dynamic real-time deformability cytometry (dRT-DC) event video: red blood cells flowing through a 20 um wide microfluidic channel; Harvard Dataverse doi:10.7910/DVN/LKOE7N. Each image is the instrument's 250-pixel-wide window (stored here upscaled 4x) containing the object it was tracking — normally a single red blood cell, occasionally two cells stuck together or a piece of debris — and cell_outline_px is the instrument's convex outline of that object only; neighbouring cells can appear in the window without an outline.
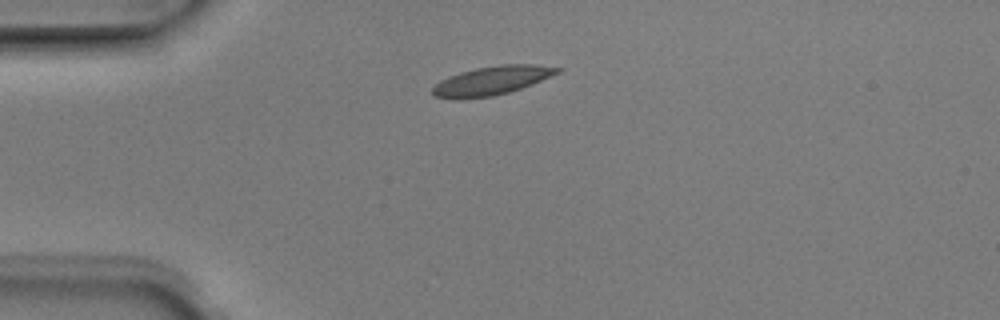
{"species": "Egyptian fruit bat (a non-hibernating species)", "species_latin": "Rousettus aegyptiacus", "temperature_condition": "room temperature", "stored_images_in_passage": 3, "camera_frame_rate_fps": 3000, "um_per_image_px": 0.085, "animal": {"sex": "male"}, "frame": {"image": 1, "passage_image": 1, "time_ms": 0.0, "image_size_px": [1000, 320], "cell_outline_px": [[564, 68], [560, 72], [520, 88], [508, 92], [492, 96], [460, 100], [456, 100], [432, 96], [432, 88], [440, 80], [448, 76], [460, 72], [476, 68], [500, 64], [536, 64]], "centroid_in_image_um": [41.75, 6.85], "position_along_channel_um": 43.3, "area_um2": 21.04}}
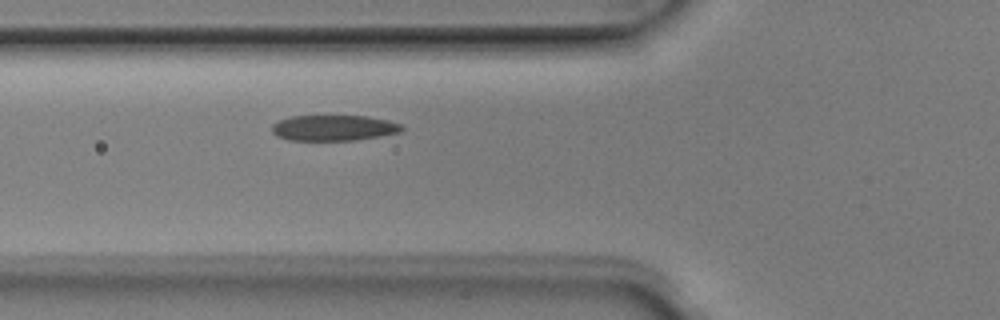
{"frame": {"image": 2, "passage_image": 3, "time_ms": 0.667, "image_size_px": [1000, 320], "cell_outline_px": [[404, 128], [400, 132], [380, 136], [356, 140], [288, 140], [276, 136], [272, 132], [272, 124], [280, 120], [292, 116], [364, 116], [388, 120], [404, 124]], "centroid_in_image_um": [28.38, 10.87], "position_along_channel_um": 97.4, "area_um2": 19.48}}